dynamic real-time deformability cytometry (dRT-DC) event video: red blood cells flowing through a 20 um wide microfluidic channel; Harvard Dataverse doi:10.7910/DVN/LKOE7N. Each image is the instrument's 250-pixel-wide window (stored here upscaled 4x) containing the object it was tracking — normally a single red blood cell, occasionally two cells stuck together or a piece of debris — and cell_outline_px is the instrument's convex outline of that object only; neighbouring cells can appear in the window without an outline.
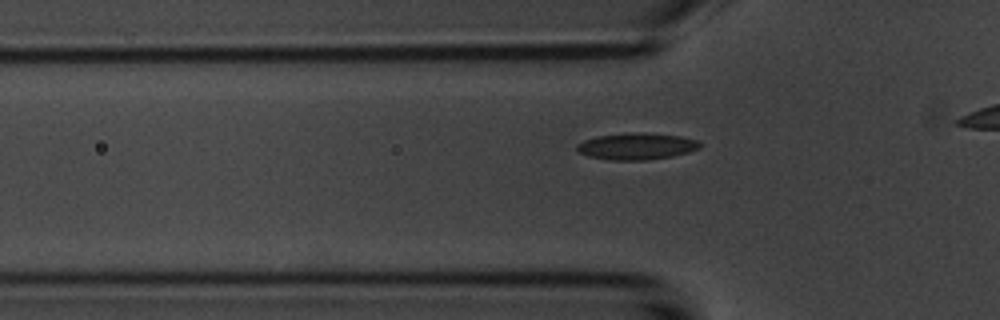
{"species": "common noctule bat (a hibernating species)", "species_latin": "Nyctalus noctula", "temperature_condition": "room temperature", "stored_images_in_passage": 25, "camera_frame_rate_fps": 3000, "um_per_image_px": 0.085, "animal": {"sex": "male", "body_mass_g": 20.1, "forearm_length_mm": 53.5}, "frame": {"image": 1, "passage_image": 12, "time_ms": 3.667, "image_size_px": [1000, 320], "cell_outline_px": [[700, 148], [688, 152], [672, 156], [648, 160], [612, 160], [588, 156], [580, 152], [576, 148], [576, 144], [584, 140], [600, 136], [632, 132], [644, 132], [680, 136], [700, 140]], "centroid_in_image_um": [54.14, 12.43], "position_along_channel_um": 71.7, "area_um2": 19.07}}
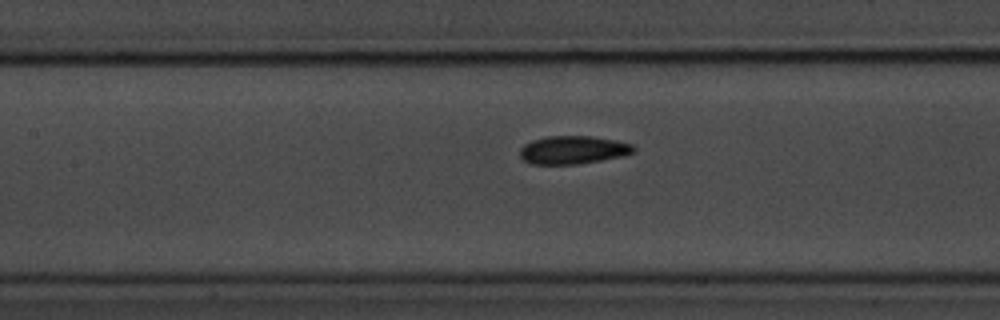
{"frame": {"image": 2, "passage_image": 19, "time_ms": 6.0, "image_size_px": [1000, 320], "cell_outline_px": [[636, 148], [632, 152], [620, 156], [600, 160], [576, 164], [532, 164], [524, 160], [520, 156], [520, 148], [524, 144], [532, 140], [548, 136], [592, 136], [616, 140], [632, 144]], "centroid_in_image_um": [48.68, 12.73], "position_along_channel_um": 158.7, "area_um2": 18.5}}
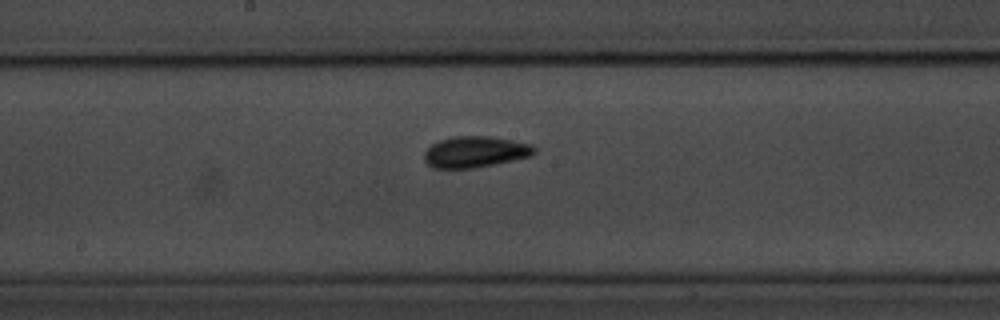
{"frame": {"image": 3, "passage_image": 23, "time_ms": 7.333, "image_size_px": [1000, 320], "cell_outline_px": [[536, 152], [528, 156], [512, 160], [472, 168], [432, 168], [424, 160], [424, 152], [432, 144], [440, 140], [452, 136], [488, 136], [512, 140], [532, 144], [536, 148]], "centroid_in_image_um": [40.36, 12.9], "position_along_channel_um": 207.8, "area_um2": 19.83}}